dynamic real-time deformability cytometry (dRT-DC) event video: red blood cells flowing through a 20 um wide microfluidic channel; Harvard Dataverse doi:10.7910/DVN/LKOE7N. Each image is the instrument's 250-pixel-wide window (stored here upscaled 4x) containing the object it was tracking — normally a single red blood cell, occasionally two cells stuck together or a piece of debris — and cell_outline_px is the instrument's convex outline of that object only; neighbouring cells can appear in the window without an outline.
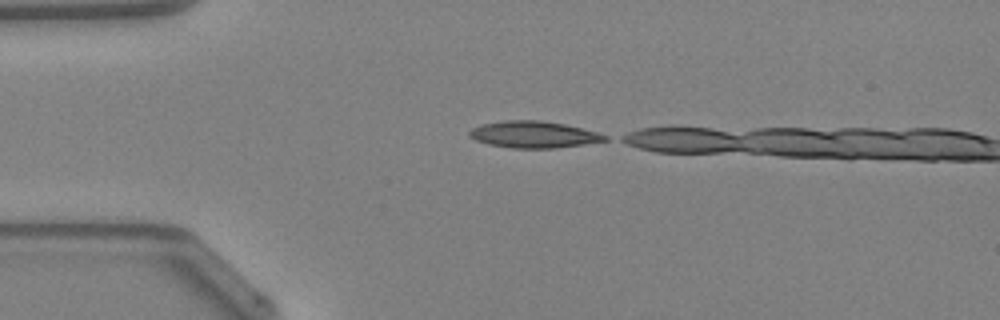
{"species": "Egyptian fruit bat (a non-hibernating species)", "species_latin": "Rousettus aegyptiacus", "temperature_condition": "warm", "stored_images_in_passage": 7, "camera_frame_rate_fps": 3000, "um_per_image_px": 0.085, "animal": {"sex": "female"}, "frame": {"image": 1, "passage_image": 1, "time_ms": 0.0, "image_size_px": [1000, 320], "cell_outline_px": [[608, 140], [584, 144], [556, 148], [512, 148], [488, 144], [476, 140], [468, 136], [468, 132], [472, 128], [484, 124], [504, 120], [540, 120], [564, 124], [596, 132], [608, 136]], "centroid_in_image_um": [45.34, 11.43], "position_along_channel_um": 39.7, "area_um2": 20.92}}
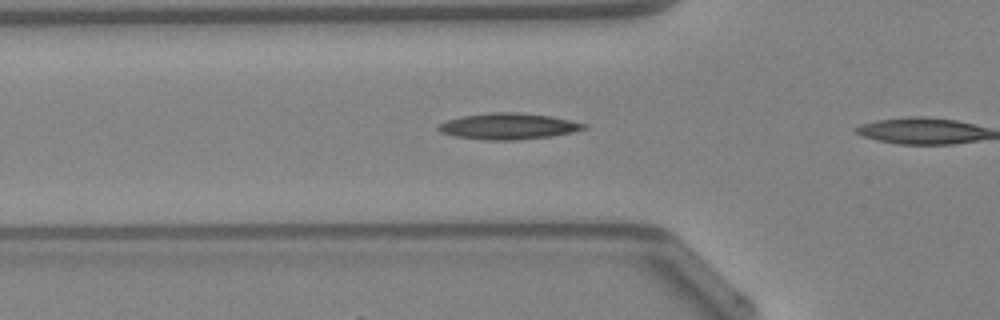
{"frame": {"image": 2, "passage_image": 6, "time_ms": 1.667, "image_size_px": [1000, 320], "cell_outline_px": [[588, 124], [584, 128], [552, 136], [516, 140], [484, 140], [452, 136], [440, 132], [436, 128], [440, 124], [448, 120], [464, 116], [492, 112], [516, 112], [552, 116]], "centroid_in_image_um": [43.17, 10.73], "position_along_channel_um": 82.6, "area_um2": 22.02}}